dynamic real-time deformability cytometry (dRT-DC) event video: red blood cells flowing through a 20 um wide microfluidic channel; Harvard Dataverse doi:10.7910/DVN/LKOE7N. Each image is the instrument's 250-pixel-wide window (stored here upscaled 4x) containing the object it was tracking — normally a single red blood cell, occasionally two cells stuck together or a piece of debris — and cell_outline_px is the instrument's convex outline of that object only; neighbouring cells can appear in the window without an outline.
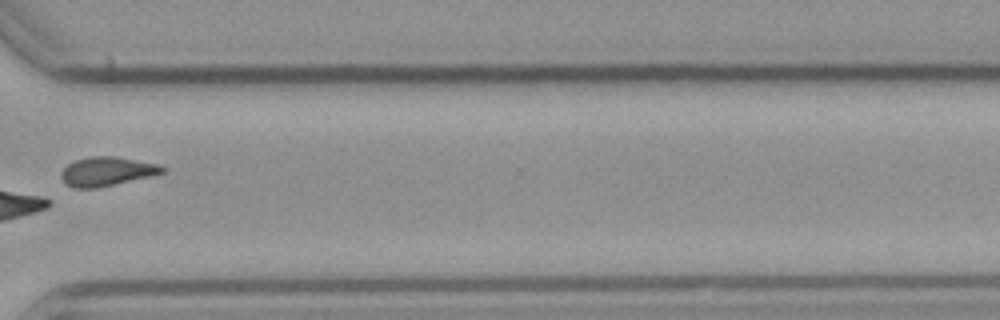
{"species": "common noctule bat (a hibernating species)", "species_latin": "Nyctalus noctula", "temperature_condition": "cold", "stored_images_in_passage": 13, "camera_frame_rate_fps": 3000, "um_per_image_px": 0.085, "animal": {"sex": "male", "body_mass_g": 23.1, "forearm_length_mm": 52.7}, "frame": {"image": 1, "passage_image": 10, "time_ms": 3.0, "image_size_px": [1000, 320], "cell_outline_px": [[164, 172], [152, 176], [96, 188], [72, 188], [64, 184], [60, 176], [60, 172], [68, 164], [76, 160], [88, 156], [116, 156], [160, 164], [164, 168]], "centroid_in_image_um": [9.05, 14.57], "position_along_channel_um": 361.5, "area_um2": 17.28}}
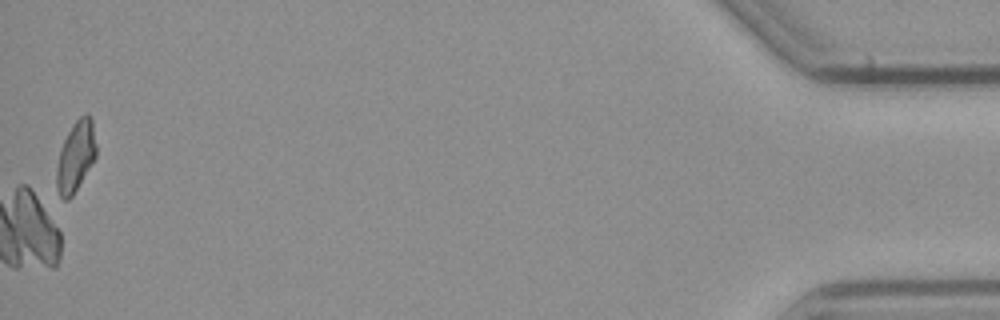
{"frame": {"image": 2, "passage_image": 13, "time_ms": 4.0, "image_size_px": [1000, 320], "cell_outline_px": [[96, 156], [72, 196], [68, 200], [64, 200], [60, 196], [56, 188], [56, 168], [60, 148], [68, 132], [76, 120], [84, 112], [88, 112], [92, 120], [96, 144]], "centroid_in_image_um": [6.42, 13.27], "position_along_channel_um": 428.8, "area_um2": 16.24}}